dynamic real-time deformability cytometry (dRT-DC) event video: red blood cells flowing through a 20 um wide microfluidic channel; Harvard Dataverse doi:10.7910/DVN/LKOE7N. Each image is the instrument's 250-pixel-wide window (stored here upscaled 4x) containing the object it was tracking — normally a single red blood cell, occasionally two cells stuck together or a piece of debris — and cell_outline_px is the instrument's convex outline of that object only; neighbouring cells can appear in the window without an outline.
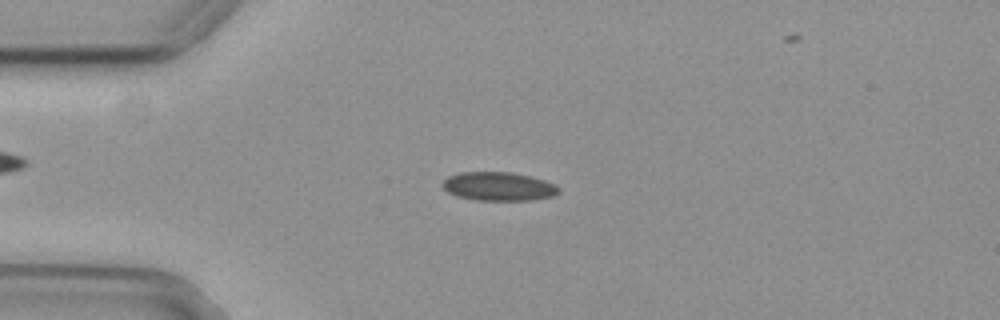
{"species": "common noctule bat (a hibernating species)", "species_latin": "Nyctalus noctula", "temperature_condition": "cold", "stored_images_in_passage": 50, "camera_frame_rate_fps": 3000, "um_per_image_px": 0.085, "animal": {"sex": "female", "body_mass_g": 29.2, "forearm_length_mm": 56.3}, "frame": {"image": 1, "passage_image": 13, "time_ms": 4.0, "image_size_px": [1000, 320], "cell_outline_px": [[560, 192], [552, 196], [532, 200], [476, 200], [456, 196], [448, 192], [440, 184], [448, 176], [460, 172], [512, 172], [532, 176], [556, 184], [560, 188]], "centroid_in_image_um": [42.39, 15.84], "position_along_channel_um": 42.6, "area_um2": 19.59}}
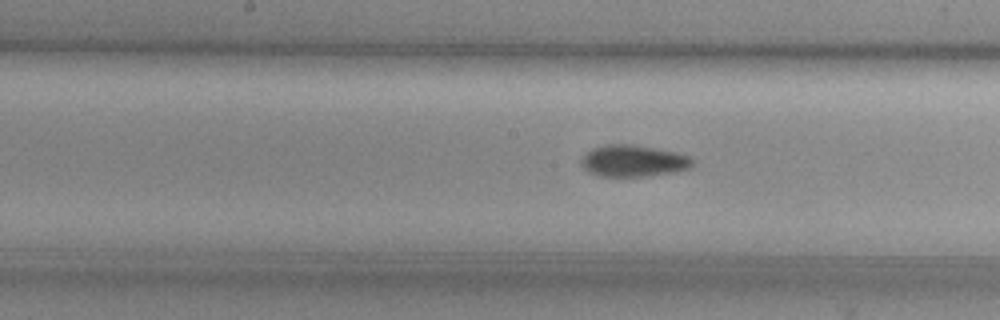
{"frame": {"image": 2, "passage_image": 27, "time_ms": 8.667, "image_size_px": [1000, 320], "cell_outline_px": [[692, 164], [688, 168], [676, 172], [648, 176], [600, 176], [588, 172], [580, 164], [580, 160], [592, 148], [608, 144], [628, 144], [652, 148], [672, 152], [688, 156], [692, 160]], "centroid_in_image_um": [53.78, 13.69], "position_along_channel_um": 194.4, "area_um2": 20.17}}
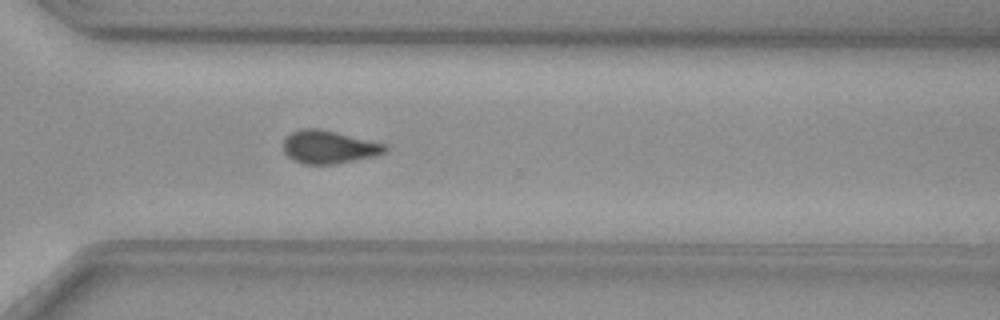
{"frame": {"image": 3, "passage_image": 39, "time_ms": 12.667, "image_size_px": [1000, 320], "cell_outline_px": [[388, 148], [380, 156], [336, 164], [304, 164], [292, 160], [284, 152], [284, 140], [292, 132], [304, 128], [320, 128], [384, 144]], "centroid_in_image_um": [27.97, 12.51], "position_along_channel_um": 342.6, "area_um2": 19.59}}